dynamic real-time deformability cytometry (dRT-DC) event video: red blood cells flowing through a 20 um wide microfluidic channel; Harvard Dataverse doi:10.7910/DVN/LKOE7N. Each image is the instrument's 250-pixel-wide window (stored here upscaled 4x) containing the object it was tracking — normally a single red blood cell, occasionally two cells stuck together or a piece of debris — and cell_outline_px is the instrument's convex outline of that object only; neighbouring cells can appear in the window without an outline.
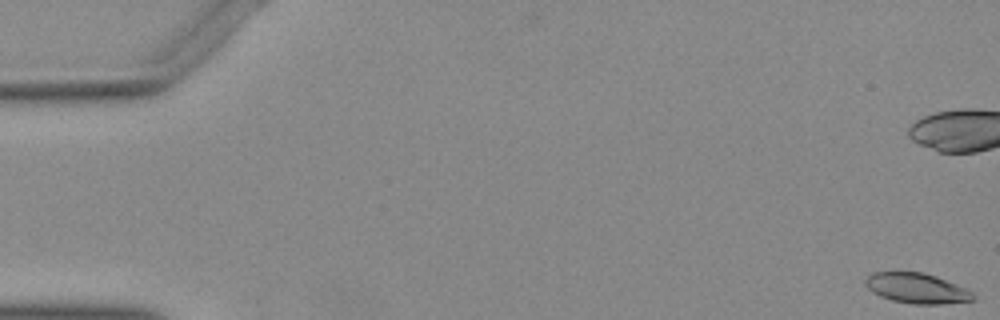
{"species": "Egyptian fruit bat (a non-hibernating species)", "species_latin": "Rousettus aegyptiacus", "temperature_condition": "warm", "stored_images_in_passage": 54, "segment_of_instrument_passage": [1, 2], "camera_frame_rate_fps": 3000, "um_per_image_px": 0.085, "animal": {"sex": "female"}, "frame": {"image": 1, "passage_image": 1, "time_ms": 0.0, "image_size_px": [1000, 320], "cell_outline_px": [[976, 300], [940, 304], [912, 304], [892, 300], [880, 296], [872, 292], [864, 284], [864, 280], [872, 272], [924, 272], [936, 276], [956, 284], [972, 292], [976, 296]], "centroid_in_image_um": [77.92, 24.5], "position_along_channel_um": 7.1, "area_um2": 19.02}}